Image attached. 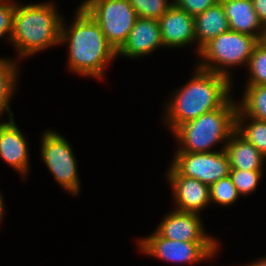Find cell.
<instances>
[{
	"instance_id": "obj_1",
	"label": "cell",
	"mask_w": 266,
	"mask_h": 266,
	"mask_svg": "<svg viewBox=\"0 0 266 266\" xmlns=\"http://www.w3.org/2000/svg\"><path fill=\"white\" fill-rule=\"evenodd\" d=\"M76 6L73 17L67 19L64 14L61 23L60 47L67 50L65 71L104 82L117 60V51L91 15L80 4Z\"/></svg>"
},
{
	"instance_id": "obj_2",
	"label": "cell",
	"mask_w": 266,
	"mask_h": 266,
	"mask_svg": "<svg viewBox=\"0 0 266 266\" xmlns=\"http://www.w3.org/2000/svg\"><path fill=\"white\" fill-rule=\"evenodd\" d=\"M193 66L186 83L175 87L163 101L159 123L169 135L180 125L222 107L238 88L226 76Z\"/></svg>"
},
{
	"instance_id": "obj_3",
	"label": "cell",
	"mask_w": 266,
	"mask_h": 266,
	"mask_svg": "<svg viewBox=\"0 0 266 266\" xmlns=\"http://www.w3.org/2000/svg\"><path fill=\"white\" fill-rule=\"evenodd\" d=\"M26 3L15 0L10 39L14 49L12 57L21 63L51 48H60L61 23L64 16L55 0Z\"/></svg>"
},
{
	"instance_id": "obj_4",
	"label": "cell",
	"mask_w": 266,
	"mask_h": 266,
	"mask_svg": "<svg viewBox=\"0 0 266 266\" xmlns=\"http://www.w3.org/2000/svg\"><path fill=\"white\" fill-rule=\"evenodd\" d=\"M234 94L222 107L177 127L171 134L174 152L207 153L225 149L235 131L238 103Z\"/></svg>"
},
{
	"instance_id": "obj_5",
	"label": "cell",
	"mask_w": 266,
	"mask_h": 266,
	"mask_svg": "<svg viewBox=\"0 0 266 266\" xmlns=\"http://www.w3.org/2000/svg\"><path fill=\"white\" fill-rule=\"evenodd\" d=\"M258 43L259 40L254 36L229 30L206 43L193 64L203 70L226 76L236 86L238 80L235 78L238 75L234 74L235 70L247 69Z\"/></svg>"
},
{
	"instance_id": "obj_6",
	"label": "cell",
	"mask_w": 266,
	"mask_h": 266,
	"mask_svg": "<svg viewBox=\"0 0 266 266\" xmlns=\"http://www.w3.org/2000/svg\"><path fill=\"white\" fill-rule=\"evenodd\" d=\"M151 233L136 237V249L143 256L159 262L178 266H196L199 263L217 261L223 250V242H184L161 237L154 229ZM220 252V253H219Z\"/></svg>"
},
{
	"instance_id": "obj_7",
	"label": "cell",
	"mask_w": 266,
	"mask_h": 266,
	"mask_svg": "<svg viewBox=\"0 0 266 266\" xmlns=\"http://www.w3.org/2000/svg\"><path fill=\"white\" fill-rule=\"evenodd\" d=\"M63 135L54 128L42 131L38 143L39 157L63 192L72 197H80L83 188L78 168L79 160L71 141Z\"/></svg>"
},
{
	"instance_id": "obj_8",
	"label": "cell",
	"mask_w": 266,
	"mask_h": 266,
	"mask_svg": "<svg viewBox=\"0 0 266 266\" xmlns=\"http://www.w3.org/2000/svg\"><path fill=\"white\" fill-rule=\"evenodd\" d=\"M79 4L98 23L107 41L118 51L138 18L128 0H80Z\"/></svg>"
},
{
	"instance_id": "obj_9",
	"label": "cell",
	"mask_w": 266,
	"mask_h": 266,
	"mask_svg": "<svg viewBox=\"0 0 266 266\" xmlns=\"http://www.w3.org/2000/svg\"><path fill=\"white\" fill-rule=\"evenodd\" d=\"M170 164L182 175L211 185L229 175V158L225 151L207 153L173 152Z\"/></svg>"
},
{
	"instance_id": "obj_10",
	"label": "cell",
	"mask_w": 266,
	"mask_h": 266,
	"mask_svg": "<svg viewBox=\"0 0 266 266\" xmlns=\"http://www.w3.org/2000/svg\"><path fill=\"white\" fill-rule=\"evenodd\" d=\"M163 174L171 191V208L203 215L211 206L209 185L197 179L182 176L170 163Z\"/></svg>"
},
{
	"instance_id": "obj_11",
	"label": "cell",
	"mask_w": 266,
	"mask_h": 266,
	"mask_svg": "<svg viewBox=\"0 0 266 266\" xmlns=\"http://www.w3.org/2000/svg\"><path fill=\"white\" fill-rule=\"evenodd\" d=\"M8 120V121H7ZM28 136L17 125L15 117L0 121V159L20 176L22 182L31 175L30 143Z\"/></svg>"
},
{
	"instance_id": "obj_12",
	"label": "cell",
	"mask_w": 266,
	"mask_h": 266,
	"mask_svg": "<svg viewBox=\"0 0 266 266\" xmlns=\"http://www.w3.org/2000/svg\"><path fill=\"white\" fill-rule=\"evenodd\" d=\"M162 215L154 230L163 238L184 242H222L213 234L210 235L205 218L200 214L170 208Z\"/></svg>"
},
{
	"instance_id": "obj_13",
	"label": "cell",
	"mask_w": 266,
	"mask_h": 266,
	"mask_svg": "<svg viewBox=\"0 0 266 266\" xmlns=\"http://www.w3.org/2000/svg\"><path fill=\"white\" fill-rule=\"evenodd\" d=\"M160 49L165 50L158 20L138 17L126 42L117 51V59L139 61Z\"/></svg>"
},
{
	"instance_id": "obj_14",
	"label": "cell",
	"mask_w": 266,
	"mask_h": 266,
	"mask_svg": "<svg viewBox=\"0 0 266 266\" xmlns=\"http://www.w3.org/2000/svg\"><path fill=\"white\" fill-rule=\"evenodd\" d=\"M164 48L180 51L193 48L196 57L194 16L179 9L175 4L158 20ZM186 48V49H185ZM182 49V50H181Z\"/></svg>"
},
{
	"instance_id": "obj_15",
	"label": "cell",
	"mask_w": 266,
	"mask_h": 266,
	"mask_svg": "<svg viewBox=\"0 0 266 266\" xmlns=\"http://www.w3.org/2000/svg\"><path fill=\"white\" fill-rule=\"evenodd\" d=\"M232 31L261 39L264 26L255 13L252 0H220Z\"/></svg>"
},
{
	"instance_id": "obj_16",
	"label": "cell",
	"mask_w": 266,
	"mask_h": 266,
	"mask_svg": "<svg viewBox=\"0 0 266 266\" xmlns=\"http://www.w3.org/2000/svg\"><path fill=\"white\" fill-rule=\"evenodd\" d=\"M196 57L200 49L211 39L230 30L228 18L222 3L219 1L203 13L194 16Z\"/></svg>"
},
{
	"instance_id": "obj_17",
	"label": "cell",
	"mask_w": 266,
	"mask_h": 266,
	"mask_svg": "<svg viewBox=\"0 0 266 266\" xmlns=\"http://www.w3.org/2000/svg\"><path fill=\"white\" fill-rule=\"evenodd\" d=\"M225 151L229 158L230 169L266 170V157L236 131L226 142Z\"/></svg>"
},
{
	"instance_id": "obj_18",
	"label": "cell",
	"mask_w": 266,
	"mask_h": 266,
	"mask_svg": "<svg viewBox=\"0 0 266 266\" xmlns=\"http://www.w3.org/2000/svg\"><path fill=\"white\" fill-rule=\"evenodd\" d=\"M12 56H0V115L14 117L11 101L15 99L20 86L23 66Z\"/></svg>"
},
{
	"instance_id": "obj_19",
	"label": "cell",
	"mask_w": 266,
	"mask_h": 266,
	"mask_svg": "<svg viewBox=\"0 0 266 266\" xmlns=\"http://www.w3.org/2000/svg\"><path fill=\"white\" fill-rule=\"evenodd\" d=\"M236 96L238 109L246 116L266 121V85L243 86Z\"/></svg>"
},
{
	"instance_id": "obj_20",
	"label": "cell",
	"mask_w": 266,
	"mask_h": 266,
	"mask_svg": "<svg viewBox=\"0 0 266 266\" xmlns=\"http://www.w3.org/2000/svg\"><path fill=\"white\" fill-rule=\"evenodd\" d=\"M235 131L266 157V121L248 117L237 109Z\"/></svg>"
},
{
	"instance_id": "obj_21",
	"label": "cell",
	"mask_w": 266,
	"mask_h": 266,
	"mask_svg": "<svg viewBox=\"0 0 266 266\" xmlns=\"http://www.w3.org/2000/svg\"><path fill=\"white\" fill-rule=\"evenodd\" d=\"M209 188L211 206L216 205V207L220 206L223 209L230 208L232 205H236L241 199L230 175L219 179L217 182L211 184Z\"/></svg>"
},
{
	"instance_id": "obj_22",
	"label": "cell",
	"mask_w": 266,
	"mask_h": 266,
	"mask_svg": "<svg viewBox=\"0 0 266 266\" xmlns=\"http://www.w3.org/2000/svg\"><path fill=\"white\" fill-rule=\"evenodd\" d=\"M243 86L266 85V47L260 42L251 55Z\"/></svg>"
},
{
	"instance_id": "obj_23",
	"label": "cell",
	"mask_w": 266,
	"mask_h": 266,
	"mask_svg": "<svg viewBox=\"0 0 266 266\" xmlns=\"http://www.w3.org/2000/svg\"><path fill=\"white\" fill-rule=\"evenodd\" d=\"M265 171V172H264ZM266 170L230 169L229 175L241 198L251 197L259 189ZM250 195V196H249Z\"/></svg>"
},
{
	"instance_id": "obj_24",
	"label": "cell",
	"mask_w": 266,
	"mask_h": 266,
	"mask_svg": "<svg viewBox=\"0 0 266 266\" xmlns=\"http://www.w3.org/2000/svg\"><path fill=\"white\" fill-rule=\"evenodd\" d=\"M138 17L159 20L174 4V0H128Z\"/></svg>"
},
{
	"instance_id": "obj_25",
	"label": "cell",
	"mask_w": 266,
	"mask_h": 266,
	"mask_svg": "<svg viewBox=\"0 0 266 266\" xmlns=\"http://www.w3.org/2000/svg\"><path fill=\"white\" fill-rule=\"evenodd\" d=\"M15 11V0H0V41L5 39L11 45L13 30V15Z\"/></svg>"
},
{
	"instance_id": "obj_26",
	"label": "cell",
	"mask_w": 266,
	"mask_h": 266,
	"mask_svg": "<svg viewBox=\"0 0 266 266\" xmlns=\"http://www.w3.org/2000/svg\"><path fill=\"white\" fill-rule=\"evenodd\" d=\"M220 0H174V4L189 15L196 16L203 13L209 7L214 6Z\"/></svg>"
},
{
	"instance_id": "obj_27",
	"label": "cell",
	"mask_w": 266,
	"mask_h": 266,
	"mask_svg": "<svg viewBox=\"0 0 266 266\" xmlns=\"http://www.w3.org/2000/svg\"><path fill=\"white\" fill-rule=\"evenodd\" d=\"M255 13L263 26H266V0H252Z\"/></svg>"
},
{
	"instance_id": "obj_28",
	"label": "cell",
	"mask_w": 266,
	"mask_h": 266,
	"mask_svg": "<svg viewBox=\"0 0 266 266\" xmlns=\"http://www.w3.org/2000/svg\"><path fill=\"white\" fill-rule=\"evenodd\" d=\"M6 208H7V206H6V198L4 196L3 191L0 189V228H2L1 224L5 220V216H6V212H7Z\"/></svg>"
},
{
	"instance_id": "obj_29",
	"label": "cell",
	"mask_w": 266,
	"mask_h": 266,
	"mask_svg": "<svg viewBox=\"0 0 266 266\" xmlns=\"http://www.w3.org/2000/svg\"><path fill=\"white\" fill-rule=\"evenodd\" d=\"M238 266H266V254L263 256L257 257V259L253 258L246 264L241 263V265H238Z\"/></svg>"
},
{
	"instance_id": "obj_30",
	"label": "cell",
	"mask_w": 266,
	"mask_h": 266,
	"mask_svg": "<svg viewBox=\"0 0 266 266\" xmlns=\"http://www.w3.org/2000/svg\"><path fill=\"white\" fill-rule=\"evenodd\" d=\"M259 42L266 47V26H264L263 33Z\"/></svg>"
},
{
	"instance_id": "obj_31",
	"label": "cell",
	"mask_w": 266,
	"mask_h": 266,
	"mask_svg": "<svg viewBox=\"0 0 266 266\" xmlns=\"http://www.w3.org/2000/svg\"><path fill=\"white\" fill-rule=\"evenodd\" d=\"M205 266H207V265H205ZM212 266H213V265H212ZM223 266H235V265H231V264H230V265H223Z\"/></svg>"
}]
</instances>
